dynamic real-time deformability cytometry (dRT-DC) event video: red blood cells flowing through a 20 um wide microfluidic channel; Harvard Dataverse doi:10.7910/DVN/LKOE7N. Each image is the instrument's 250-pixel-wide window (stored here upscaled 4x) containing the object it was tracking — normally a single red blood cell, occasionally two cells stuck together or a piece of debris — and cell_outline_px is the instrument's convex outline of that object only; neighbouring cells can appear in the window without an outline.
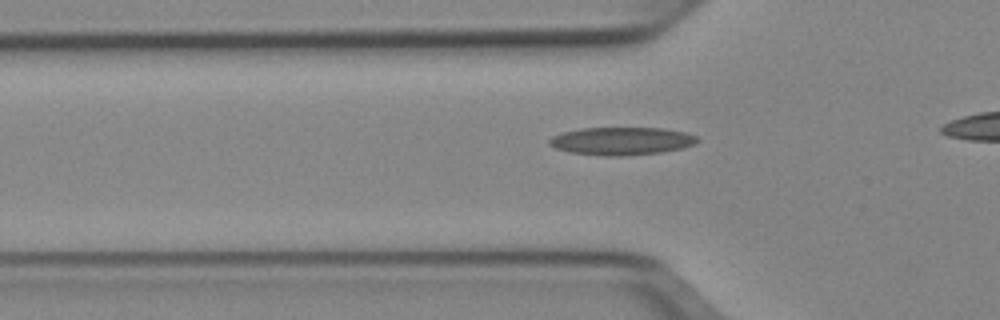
{"species": "Egyptian fruit bat (a non-hibernating species)", "species_latin": "Rousettus aegyptiacus", "temperature_condition": "cold", "stored_images_in_passage": 21, "camera_frame_rate_fps": 3000, "um_per_image_px": 0.085, "animal": {"sex": "female"}, "frame": {"image": 1, "passage_image": 12, "time_ms": 3.667, "image_size_px": [1000, 320], "cell_outline_px": [[700, 140], [696, 144], [680, 148], [660, 152], [620, 156], [604, 156], [572, 152], [556, 148], [548, 144], [548, 140], [552, 136], [560, 132], [580, 128], [664, 128], [688, 132], [696, 136]], "centroid_in_image_um": [52.83, 11.97], "position_along_channel_um": 73.0, "area_um2": 24.1}}